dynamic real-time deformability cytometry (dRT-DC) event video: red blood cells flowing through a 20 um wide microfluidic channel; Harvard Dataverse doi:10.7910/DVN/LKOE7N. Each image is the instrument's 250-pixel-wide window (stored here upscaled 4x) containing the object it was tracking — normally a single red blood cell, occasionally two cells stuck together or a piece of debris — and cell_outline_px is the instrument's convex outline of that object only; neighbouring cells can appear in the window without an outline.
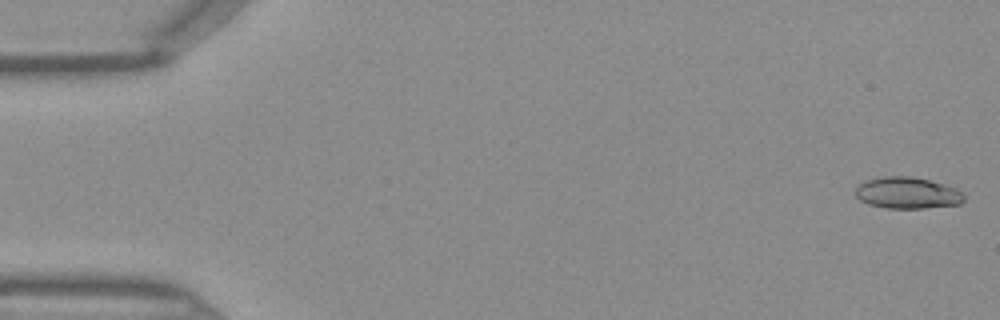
{"species": "Egyptian fruit bat (a non-hibernating species)", "species_latin": "Rousettus aegyptiacus", "temperature_condition": "warm", "stored_images_in_passage": 45, "camera_frame_rate_fps": 3000, "um_per_image_px": 0.085, "frame": {"image": 1, "passage_image": 1, "time_ms": 0.0, "image_size_px": [1000, 320], "cell_outline_px": [[964, 200], [960, 204], [924, 208], [884, 208], [868, 204], [860, 200], [856, 196], [856, 188], [864, 180], [884, 176], [912, 176], [944, 184], [956, 188], [964, 192]], "centroid_in_image_um": [77.13, 16.4], "position_along_channel_um": 7.9, "area_um2": 20.06}}
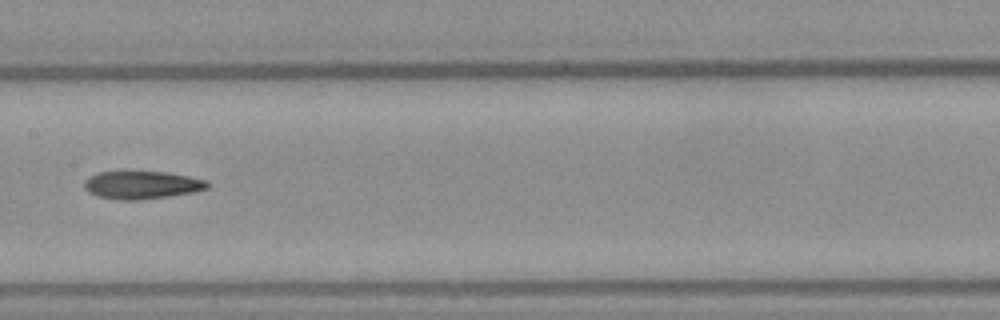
{"frame": {"image": 2, "passage_image": 23, "time_ms": 7.333, "image_size_px": [1000, 320], "cell_outline_px": [[208, 188], [196, 192], [168, 196], [136, 200], [120, 200], [96, 196], [88, 192], [84, 188], [84, 180], [100, 172], [168, 172], [208, 180]], "centroid_in_image_um": [12.07, 15.73], "position_along_channel_um": 195.3, "area_um2": 19.94}}
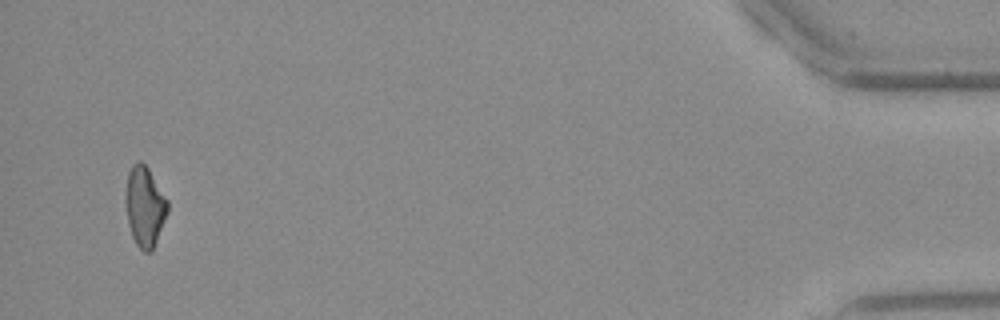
{"frame": {"image": 3, "passage_image": 44, "time_ms": 14.333, "image_size_px": [1000, 320], "cell_outline_px": [[168, 212], [152, 252], [144, 252], [136, 244], [132, 236], [128, 224], [124, 200], [128, 172], [132, 164], [140, 160], [148, 168], [168, 200]], "centroid_in_image_um": [12.29, 17.55], "position_along_channel_um": 422.9, "area_um2": 19.77}}